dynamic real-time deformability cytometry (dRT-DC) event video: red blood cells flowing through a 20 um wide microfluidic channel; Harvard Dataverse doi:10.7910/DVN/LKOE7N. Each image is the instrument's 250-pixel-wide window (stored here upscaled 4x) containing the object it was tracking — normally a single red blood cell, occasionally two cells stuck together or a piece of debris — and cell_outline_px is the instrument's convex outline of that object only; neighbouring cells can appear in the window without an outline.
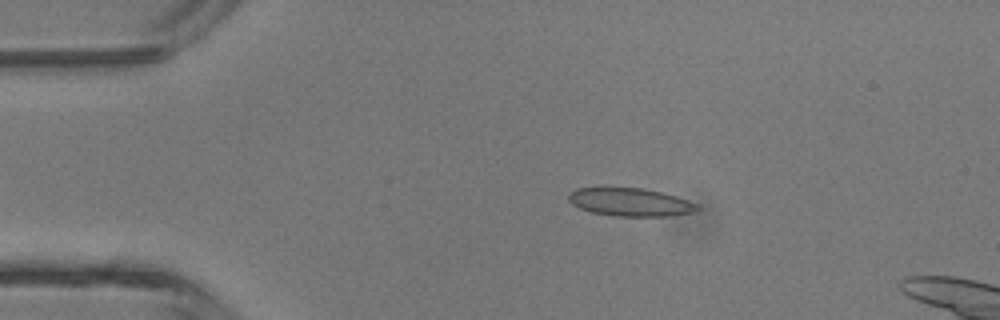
{"species": "common noctule bat (a hibernating species)", "species_latin": "Nyctalus noctula", "temperature_condition": "room temperature", "stored_images_in_passage": 4, "camera_frame_rate_fps": 3000, "um_per_image_px": 0.085, "animal": {"sex": "male", "body_mass_g": 13.3}, "frame": {"image": 1, "passage_image": 3, "time_ms": 2.333, "image_size_px": [1000, 320], "cell_outline_px": [[700, 208], [692, 212], [668, 216], [616, 216], [592, 212], [580, 208], [572, 204], [568, 200], [568, 192], [576, 188], [604, 184], [644, 188], [676, 196], [688, 200], [696, 204]], "centroid_in_image_um": [53.46, 17.12], "position_along_channel_um": 31.5, "area_um2": 21.91}}